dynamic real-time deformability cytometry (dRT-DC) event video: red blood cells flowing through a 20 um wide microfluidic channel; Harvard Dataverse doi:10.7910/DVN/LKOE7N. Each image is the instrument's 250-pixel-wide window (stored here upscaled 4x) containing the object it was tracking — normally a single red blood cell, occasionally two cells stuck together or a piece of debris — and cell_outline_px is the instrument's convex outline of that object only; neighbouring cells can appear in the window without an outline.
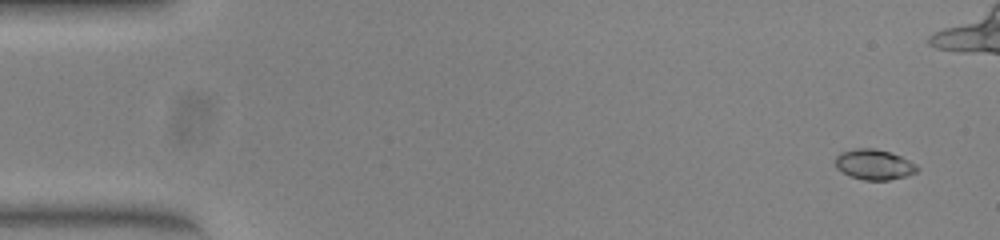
{"species": "common noctule bat (a hibernating species)", "species_latin": "Nyctalus noctula", "temperature_condition": "warm", "stored_images_in_passage": 52, "camera_frame_rate_fps": 3000, "um_per_image_px": 0.085, "animal": {"sex": "female", "body_mass_g": 23.0, "forearm_length_mm": 53.4}, "frame": {"image": 1, "passage_image": 1, "time_ms": 0.0, "image_size_px": [1000, 240], "cell_outline_px": [[920, 168], [916, 172], [908, 176], [888, 180], [864, 180], [852, 176], [836, 168], [836, 156], [840, 152], [856, 148], [876, 148], [900, 156], [916, 164]], "centroid_in_image_um": [74.32, 13.98], "position_along_channel_um": 10.7, "area_um2": 14.39}}
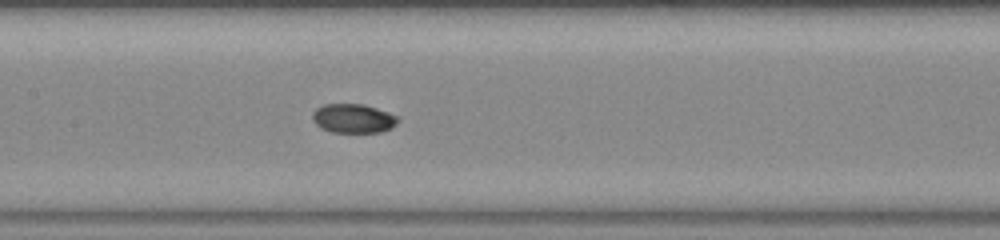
{"frame": {"image": 2, "passage_image": 24, "time_ms": 7.667, "image_size_px": [1000, 240], "cell_outline_px": [[400, 120], [392, 128], [380, 132], [332, 132], [320, 128], [312, 120], [312, 112], [316, 108], [324, 104], [364, 104], [400, 116]], "centroid_in_image_um": [30.04, 10.06], "position_along_channel_um": 177.4, "area_um2": 14.68}}
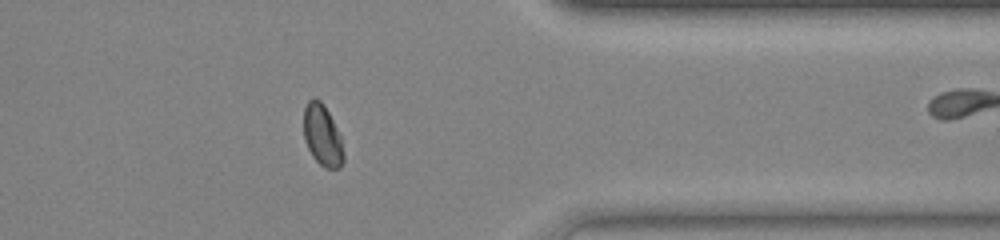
{"frame": {"image": 3, "passage_image": 41, "time_ms": 13.333, "image_size_px": [1000, 240], "cell_outline_px": [[344, 160], [340, 168], [324, 168], [312, 156], [304, 140], [304, 108], [308, 100], [320, 100], [324, 104], [340, 136], [344, 152]], "centroid_in_image_um": [27.4, 11.54], "position_along_channel_um": 384.0, "area_um2": 14.1}, "authors_computed_cell_mechanics": {"area_um2": 14.5078, "velocity_mm_per_s": 3.8942, "shape_relaxation_time_tau1_ms": 10.081, "shape_relaxation_time_tau2_ms": 0.8813, "deformation_change_tau1": 0.1895, "deformation_change_tau2": 0.0207}}